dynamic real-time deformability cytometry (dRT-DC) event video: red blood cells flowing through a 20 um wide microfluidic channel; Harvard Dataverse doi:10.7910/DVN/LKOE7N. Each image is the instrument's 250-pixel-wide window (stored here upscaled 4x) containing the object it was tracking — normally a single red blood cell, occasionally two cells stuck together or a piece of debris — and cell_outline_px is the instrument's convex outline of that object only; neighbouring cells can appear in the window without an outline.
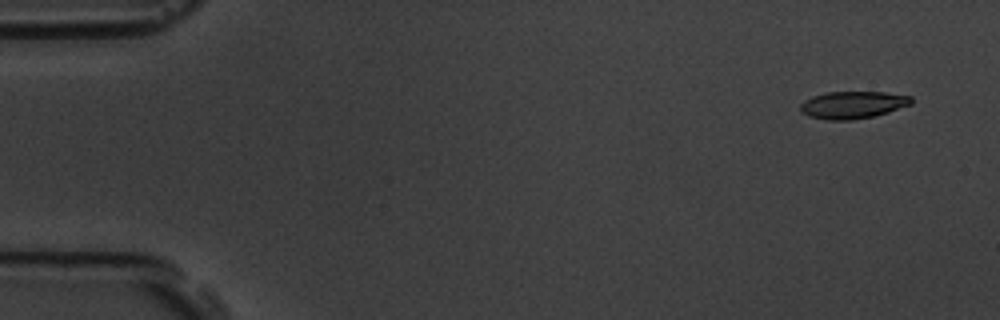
{"species": "common noctule bat (a hibernating species)", "species_latin": "Nyctalus noctula", "temperature_condition": "room temperature", "stored_images_in_passage": 5, "camera_frame_rate_fps": 3000, "um_per_image_px": 0.085, "animal": {"sex": "male", "body_mass_g": 19.5, "forearm_length_mm": 54.6}, "frame": {"image": 1, "passage_image": 1, "time_ms": 0.0, "image_size_px": [1000, 320], "cell_outline_px": [[912, 104], [888, 112], [872, 116], [852, 120], [824, 120], [808, 116], [800, 112], [800, 104], [804, 100], [812, 96], [828, 92], [884, 92], [912, 96]], "centroid_in_image_um": [72.45, 8.92], "position_along_channel_um": 12.5, "area_um2": 17.74}}
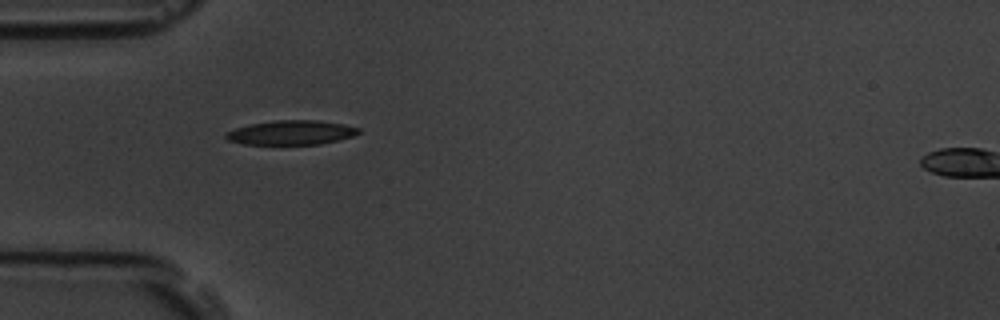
{"frame": {"image": 2, "passage_image": 5, "time_ms": 1.333, "image_size_px": [1000, 320], "cell_outline_px": [[360, 132], [352, 136], [320, 144], [244, 144], [228, 140], [224, 136], [228, 132], [236, 128], [252, 124], [276, 120], [316, 120], [344, 124], [360, 128]], "centroid_in_image_um": [24.77, 11.26], "position_along_channel_um": 60.2, "area_um2": 18.55}}